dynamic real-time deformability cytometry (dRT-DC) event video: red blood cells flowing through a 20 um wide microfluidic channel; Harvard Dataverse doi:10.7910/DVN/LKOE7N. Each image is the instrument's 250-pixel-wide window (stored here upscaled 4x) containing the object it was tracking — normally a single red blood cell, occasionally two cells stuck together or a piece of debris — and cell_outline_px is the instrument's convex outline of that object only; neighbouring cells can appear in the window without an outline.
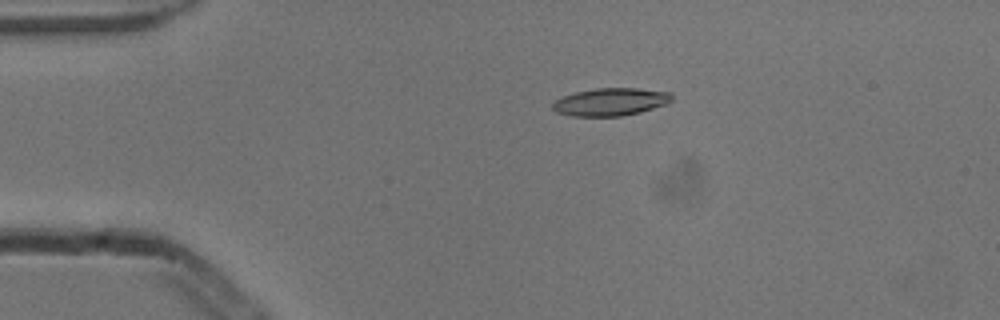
{"species": "common noctule bat (a hibernating species)", "species_latin": "Nyctalus noctula", "temperature_condition": "cold", "stored_images_in_passage": 6, "camera_frame_rate_fps": 3000, "um_per_image_px": 0.085, "animal": {"sex": "male", "body_mass_g": 13.3}, "frame": {"image": 1, "passage_image": 3, "time_ms": 0.667, "image_size_px": [1000, 320], "cell_outline_px": [[672, 100], [668, 104], [640, 112], [620, 116], [572, 116], [556, 112], [552, 108], [552, 104], [556, 100], [564, 96], [576, 92], [596, 88], [636, 88], [672, 92]], "centroid_in_image_um": [51.93, 8.66], "position_along_channel_um": 33.1, "area_um2": 19.25}}
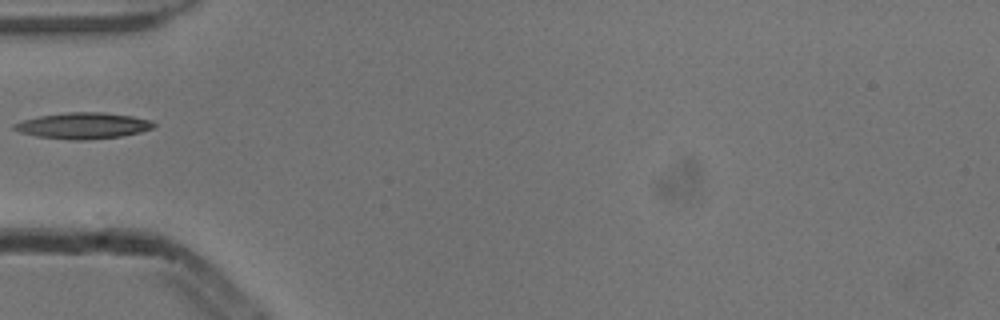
{"frame": {"image": 2, "passage_image": 5, "time_ms": 1.333, "image_size_px": [1000, 320], "cell_outline_px": [[156, 124], [152, 128], [140, 132], [120, 136], [84, 140], [68, 140], [36, 136], [20, 132], [12, 128], [12, 124], [20, 120], [40, 116], [68, 112], [104, 112], [132, 116], [152, 120]], "centroid_in_image_um": [7.04, 10.68], "position_along_channel_um": 78.0, "area_um2": 21.33}}
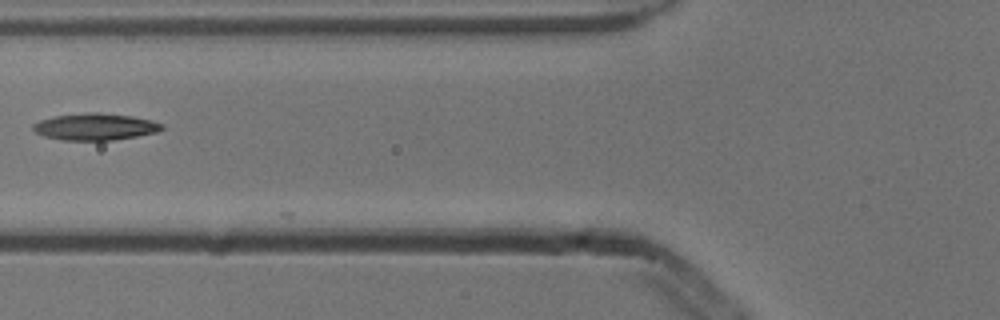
{"frame": {"image": 3, "passage_image": 6, "time_ms": 1.667, "image_size_px": [1000, 320], "cell_outline_px": [[164, 128], [156, 132], [136, 136], [112, 140], [60, 140], [44, 136], [32, 132], [32, 124], [40, 120], [52, 116], [88, 112], [100, 112], [132, 116], [152, 120], [164, 124]], "centroid_in_image_um": [8.05, 10.76], "position_along_channel_um": 117.8, "area_um2": 20.35}}